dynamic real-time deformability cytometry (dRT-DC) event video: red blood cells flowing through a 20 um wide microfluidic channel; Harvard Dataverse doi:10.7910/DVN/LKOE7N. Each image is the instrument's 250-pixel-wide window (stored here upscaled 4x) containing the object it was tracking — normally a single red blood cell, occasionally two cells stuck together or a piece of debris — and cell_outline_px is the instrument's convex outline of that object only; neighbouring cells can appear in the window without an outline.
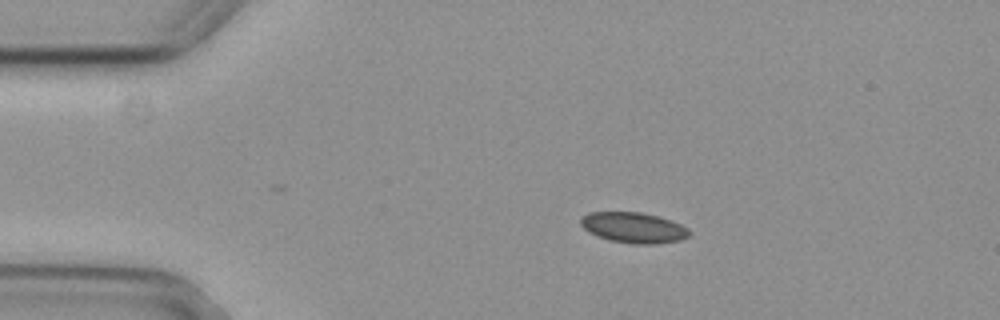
{"species": "common noctule bat (a hibernating species)", "species_latin": "Nyctalus noctula", "temperature_condition": "cold", "stored_images_in_passage": 3, "camera_frame_rate_fps": 3000, "um_per_image_px": 0.085, "animal": {"sex": "female", "body_mass_g": 29.2, "forearm_length_mm": 56.3}, "frame": {"image": 1, "passage_image": 2, "time_ms": 0.333, "image_size_px": [1000, 320], "cell_outline_px": [[692, 232], [688, 236], [680, 240], [656, 244], [632, 244], [608, 240], [596, 236], [588, 232], [580, 224], [580, 216], [588, 212], [640, 212], [656, 216], [680, 224], [688, 228]], "centroid_in_image_um": [53.81, 19.35], "position_along_channel_um": 31.2, "area_um2": 19.48}}